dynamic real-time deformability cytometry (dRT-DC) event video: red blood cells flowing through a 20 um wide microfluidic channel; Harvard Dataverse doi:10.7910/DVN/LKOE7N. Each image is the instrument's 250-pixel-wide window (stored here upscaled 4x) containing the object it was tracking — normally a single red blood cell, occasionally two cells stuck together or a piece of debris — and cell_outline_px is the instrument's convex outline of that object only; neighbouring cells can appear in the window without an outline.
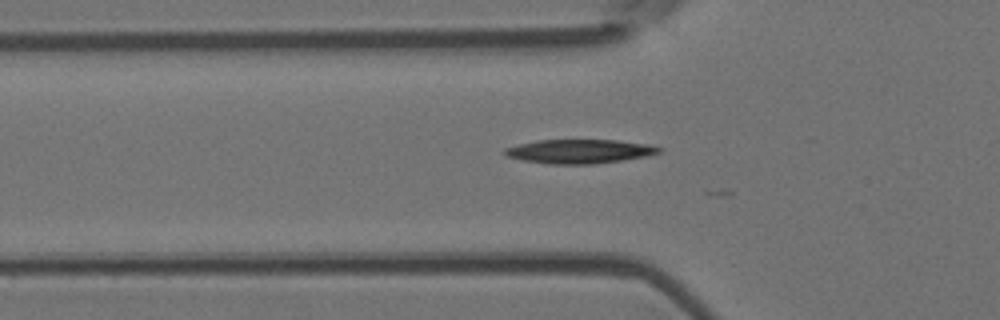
{"species": "Egyptian fruit bat (a non-hibernating species)", "species_latin": "Rousettus aegyptiacus", "temperature_condition": "room temperature", "stored_images_in_passage": 10, "camera_frame_rate_fps": 3000, "um_per_image_px": 0.085, "animal": {"sex": "female"}, "frame": {"image": 1, "passage_image": 9, "time_ms": 2.667, "image_size_px": [1000, 320], "cell_outline_px": [[664, 148], [660, 152], [648, 156], [624, 160], [592, 164], [548, 164], [524, 160], [508, 156], [504, 152], [504, 148], [536, 140], [616, 140], [648, 144]], "centroid_in_image_um": [49.31, 12.86], "position_along_channel_um": 76.5, "area_um2": 21.56}}